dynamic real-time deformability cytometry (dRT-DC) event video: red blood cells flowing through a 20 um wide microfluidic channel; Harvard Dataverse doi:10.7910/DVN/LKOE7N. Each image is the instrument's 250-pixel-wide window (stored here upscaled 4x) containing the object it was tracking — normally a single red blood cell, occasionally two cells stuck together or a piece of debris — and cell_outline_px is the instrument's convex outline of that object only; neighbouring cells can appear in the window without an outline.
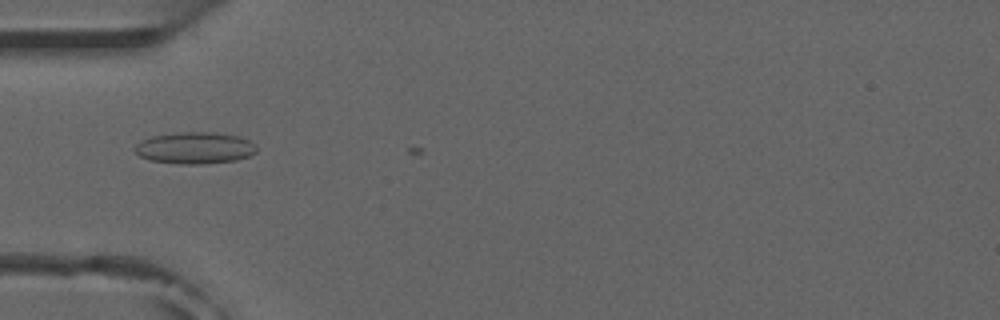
{"species": "common noctule bat (a hibernating species)", "species_latin": "Nyctalus noctula", "temperature_condition": "room temperature", "stored_images_in_passage": 5, "camera_frame_rate_fps": 3000, "um_per_image_px": 0.085, "animal": {"sex": "male", "forearm_length_mm": 52.5}, "frame": {"image": 1, "passage_image": 4, "time_ms": 1.0, "image_size_px": [1000, 320], "cell_outline_px": [[256, 152], [248, 156], [236, 160], [200, 164], [180, 164], [148, 160], [140, 156], [132, 148], [136, 144], [152, 136], [176, 132], [212, 132], [240, 136], [248, 140], [256, 148]], "centroid_in_image_um": [16.53, 12.57], "position_along_channel_um": 68.5, "area_um2": 22.43}}